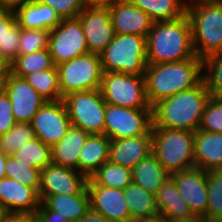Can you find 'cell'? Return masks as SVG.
I'll return each instance as SVG.
<instances>
[{
  "mask_svg": "<svg viewBox=\"0 0 222 222\" xmlns=\"http://www.w3.org/2000/svg\"><path fill=\"white\" fill-rule=\"evenodd\" d=\"M8 95L0 90V135L7 133L16 124Z\"/></svg>",
  "mask_w": 222,
  "mask_h": 222,
  "instance_id": "b9f144b4",
  "label": "cell"
},
{
  "mask_svg": "<svg viewBox=\"0 0 222 222\" xmlns=\"http://www.w3.org/2000/svg\"><path fill=\"white\" fill-rule=\"evenodd\" d=\"M20 34L15 12L0 8V54L9 65L19 54Z\"/></svg>",
  "mask_w": 222,
  "mask_h": 222,
  "instance_id": "83f0119b",
  "label": "cell"
},
{
  "mask_svg": "<svg viewBox=\"0 0 222 222\" xmlns=\"http://www.w3.org/2000/svg\"><path fill=\"white\" fill-rule=\"evenodd\" d=\"M116 0H85L88 5H108Z\"/></svg>",
  "mask_w": 222,
  "mask_h": 222,
  "instance_id": "816d5d0a",
  "label": "cell"
},
{
  "mask_svg": "<svg viewBox=\"0 0 222 222\" xmlns=\"http://www.w3.org/2000/svg\"><path fill=\"white\" fill-rule=\"evenodd\" d=\"M159 214L167 220L187 219L193 213L171 177L167 178L155 195Z\"/></svg>",
  "mask_w": 222,
  "mask_h": 222,
  "instance_id": "cb8c5ba5",
  "label": "cell"
},
{
  "mask_svg": "<svg viewBox=\"0 0 222 222\" xmlns=\"http://www.w3.org/2000/svg\"><path fill=\"white\" fill-rule=\"evenodd\" d=\"M10 73V65L0 54V80L3 79Z\"/></svg>",
  "mask_w": 222,
  "mask_h": 222,
  "instance_id": "7dc6e473",
  "label": "cell"
},
{
  "mask_svg": "<svg viewBox=\"0 0 222 222\" xmlns=\"http://www.w3.org/2000/svg\"><path fill=\"white\" fill-rule=\"evenodd\" d=\"M34 222H67L66 218L58 215V212L51 211L43 202L33 214Z\"/></svg>",
  "mask_w": 222,
  "mask_h": 222,
  "instance_id": "7bdbcfd3",
  "label": "cell"
},
{
  "mask_svg": "<svg viewBox=\"0 0 222 222\" xmlns=\"http://www.w3.org/2000/svg\"><path fill=\"white\" fill-rule=\"evenodd\" d=\"M76 222H111L105 218L99 212L94 211L90 208L78 221Z\"/></svg>",
  "mask_w": 222,
  "mask_h": 222,
  "instance_id": "f6af8a7d",
  "label": "cell"
},
{
  "mask_svg": "<svg viewBox=\"0 0 222 222\" xmlns=\"http://www.w3.org/2000/svg\"><path fill=\"white\" fill-rule=\"evenodd\" d=\"M55 65L48 48L26 55H18L10 64V73L23 78L34 71L51 69Z\"/></svg>",
  "mask_w": 222,
  "mask_h": 222,
  "instance_id": "836d02e7",
  "label": "cell"
},
{
  "mask_svg": "<svg viewBox=\"0 0 222 222\" xmlns=\"http://www.w3.org/2000/svg\"><path fill=\"white\" fill-rule=\"evenodd\" d=\"M56 67L62 99L71 93L100 89L103 74L100 54L89 52Z\"/></svg>",
  "mask_w": 222,
  "mask_h": 222,
  "instance_id": "52a82bcc",
  "label": "cell"
},
{
  "mask_svg": "<svg viewBox=\"0 0 222 222\" xmlns=\"http://www.w3.org/2000/svg\"><path fill=\"white\" fill-rule=\"evenodd\" d=\"M194 216L206 219L207 171L193 167L170 175Z\"/></svg>",
  "mask_w": 222,
  "mask_h": 222,
  "instance_id": "2e32d148",
  "label": "cell"
},
{
  "mask_svg": "<svg viewBox=\"0 0 222 222\" xmlns=\"http://www.w3.org/2000/svg\"><path fill=\"white\" fill-rule=\"evenodd\" d=\"M7 157L8 156L2 150H0V180L6 177L5 165Z\"/></svg>",
  "mask_w": 222,
  "mask_h": 222,
  "instance_id": "681fc988",
  "label": "cell"
},
{
  "mask_svg": "<svg viewBox=\"0 0 222 222\" xmlns=\"http://www.w3.org/2000/svg\"><path fill=\"white\" fill-rule=\"evenodd\" d=\"M43 203L67 222L78 221L91 208L87 188L78 195L48 196Z\"/></svg>",
  "mask_w": 222,
  "mask_h": 222,
  "instance_id": "484cf974",
  "label": "cell"
},
{
  "mask_svg": "<svg viewBox=\"0 0 222 222\" xmlns=\"http://www.w3.org/2000/svg\"><path fill=\"white\" fill-rule=\"evenodd\" d=\"M50 30L21 28L19 39V54L26 55L39 50L47 49Z\"/></svg>",
  "mask_w": 222,
  "mask_h": 222,
  "instance_id": "ab89813d",
  "label": "cell"
},
{
  "mask_svg": "<svg viewBox=\"0 0 222 222\" xmlns=\"http://www.w3.org/2000/svg\"><path fill=\"white\" fill-rule=\"evenodd\" d=\"M111 139L105 134L88 135L80 151L78 171L90 178L99 167L109 161Z\"/></svg>",
  "mask_w": 222,
  "mask_h": 222,
  "instance_id": "7402d4cb",
  "label": "cell"
},
{
  "mask_svg": "<svg viewBox=\"0 0 222 222\" xmlns=\"http://www.w3.org/2000/svg\"><path fill=\"white\" fill-rule=\"evenodd\" d=\"M6 213V210L0 205V222L3 220Z\"/></svg>",
  "mask_w": 222,
  "mask_h": 222,
  "instance_id": "db71d44e",
  "label": "cell"
},
{
  "mask_svg": "<svg viewBox=\"0 0 222 222\" xmlns=\"http://www.w3.org/2000/svg\"><path fill=\"white\" fill-rule=\"evenodd\" d=\"M111 14L115 34H132L147 39L152 19L130 0H116L107 5Z\"/></svg>",
  "mask_w": 222,
  "mask_h": 222,
  "instance_id": "ac0fdd59",
  "label": "cell"
},
{
  "mask_svg": "<svg viewBox=\"0 0 222 222\" xmlns=\"http://www.w3.org/2000/svg\"><path fill=\"white\" fill-rule=\"evenodd\" d=\"M104 134L111 140L147 135L152 108H126L106 103Z\"/></svg>",
  "mask_w": 222,
  "mask_h": 222,
  "instance_id": "30bf717a",
  "label": "cell"
},
{
  "mask_svg": "<svg viewBox=\"0 0 222 222\" xmlns=\"http://www.w3.org/2000/svg\"><path fill=\"white\" fill-rule=\"evenodd\" d=\"M2 89V81L0 80V90Z\"/></svg>",
  "mask_w": 222,
  "mask_h": 222,
  "instance_id": "11a10c76",
  "label": "cell"
},
{
  "mask_svg": "<svg viewBox=\"0 0 222 222\" xmlns=\"http://www.w3.org/2000/svg\"><path fill=\"white\" fill-rule=\"evenodd\" d=\"M30 124L35 137L50 147L57 144L72 125L63 99L46 101Z\"/></svg>",
  "mask_w": 222,
  "mask_h": 222,
  "instance_id": "7c38bea8",
  "label": "cell"
},
{
  "mask_svg": "<svg viewBox=\"0 0 222 222\" xmlns=\"http://www.w3.org/2000/svg\"><path fill=\"white\" fill-rule=\"evenodd\" d=\"M88 180L76 169L50 163L41 170L40 201L48 196L81 194L87 188Z\"/></svg>",
  "mask_w": 222,
  "mask_h": 222,
  "instance_id": "4fadbf2b",
  "label": "cell"
},
{
  "mask_svg": "<svg viewBox=\"0 0 222 222\" xmlns=\"http://www.w3.org/2000/svg\"><path fill=\"white\" fill-rule=\"evenodd\" d=\"M97 185L124 190L132 180V170L121 165L105 162L90 177Z\"/></svg>",
  "mask_w": 222,
  "mask_h": 222,
  "instance_id": "d6a6232c",
  "label": "cell"
},
{
  "mask_svg": "<svg viewBox=\"0 0 222 222\" xmlns=\"http://www.w3.org/2000/svg\"><path fill=\"white\" fill-rule=\"evenodd\" d=\"M1 222H34V218L28 213L7 212Z\"/></svg>",
  "mask_w": 222,
  "mask_h": 222,
  "instance_id": "ee69618b",
  "label": "cell"
},
{
  "mask_svg": "<svg viewBox=\"0 0 222 222\" xmlns=\"http://www.w3.org/2000/svg\"><path fill=\"white\" fill-rule=\"evenodd\" d=\"M203 81L212 96L222 97V51L202 59ZM206 68V69H205Z\"/></svg>",
  "mask_w": 222,
  "mask_h": 222,
  "instance_id": "d590c367",
  "label": "cell"
},
{
  "mask_svg": "<svg viewBox=\"0 0 222 222\" xmlns=\"http://www.w3.org/2000/svg\"><path fill=\"white\" fill-rule=\"evenodd\" d=\"M132 222H167V219L164 218L162 215L157 214L152 217L136 219L133 220Z\"/></svg>",
  "mask_w": 222,
  "mask_h": 222,
  "instance_id": "c3c4849f",
  "label": "cell"
},
{
  "mask_svg": "<svg viewBox=\"0 0 222 222\" xmlns=\"http://www.w3.org/2000/svg\"><path fill=\"white\" fill-rule=\"evenodd\" d=\"M71 124L91 134H104L105 109L100 89L71 93L63 98Z\"/></svg>",
  "mask_w": 222,
  "mask_h": 222,
  "instance_id": "9c48e42d",
  "label": "cell"
},
{
  "mask_svg": "<svg viewBox=\"0 0 222 222\" xmlns=\"http://www.w3.org/2000/svg\"><path fill=\"white\" fill-rule=\"evenodd\" d=\"M187 59H201L195 54L190 20L183 17L154 22L147 37V63H171Z\"/></svg>",
  "mask_w": 222,
  "mask_h": 222,
  "instance_id": "7a4b0ae2",
  "label": "cell"
},
{
  "mask_svg": "<svg viewBox=\"0 0 222 222\" xmlns=\"http://www.w3.org/2000/svg\"><path fill=\"white\" fill-rule=\"evenodd\" d=\"M5 170L6 177L15 179L23 185L34 188L39 193L41 177L40 169L28 167L27 164L20 163V161L8 156Z\"/></svg>",
  "mask_w": 222,
  "mask_h": 222,
  "instance_id": "74e56055",
  "label": "cell"
},
{
  "mask_svg": "<svg viewBox=\"0 0 222 222\" xmlns=\"http://www.w3.org/2000/svg\"><path fill=\"white\" fill-rule=\"evenodd\" d=\"M193 48L198 58L222 51V1L199 2L187 6Z\"/></svg>",
  "mask_w": 222,
  "mask_h": 222,
  "instance_id": "277c9868",
  "label": "cell"
},
{
  "mask_svg": "<svg viewBox=\"0 0 222 222\" xmlns=\"http://www.w3.org/2000/svg\"><path fill=\"white\" fill-rule=\"evenodd\" d=\"M144 11L153 22L170 21L183 17L187 6L184 0H130Z\"/></svg>",
  "mask_w": 222,
  "mask_h": 222,
  "instance_id": "f546056e",
  "label": "cell"
},
{
  "mask_svg": "<svg viewBox=\"0 0 222 222\" xmlns=\"http://www.w3.org/2000/svg\"><path fill=\"white\" fill-rule=\"evenodd\" d=\"M207 186L206 219L209 222H222V170L207 171Z\"/></svg>",
  "mask_w": 222,
  "mask_h": 222,
  "instance_id": "e575fe53",
  "label": "cell"
},
{
  "mask_svg": "<svg viewBox=\"0 0 222 222\" xmlns=\"http://www.w3.org/2000/svg\"><path fill=\"white\" fill-rule=\"evenodd\" d=\"M11 157L20 163L27 164L28 167L42 170L51 163V147L35 137L27 141Z\"/></svg>",
  "mask_w": 222,
  "mask_h": 222,
  "instance_id": "1f68e13d",
  "label": "cell"
},
{
  "mask_svg": "<svg viewBox=\"0 0 222 222\" xmlns=\"http://www.w3.org/2000/svg\"><path fill=\"white\" fill-rule=\"evenodd\" d=\"M16 122L30 123L46 100L24 79L9 73L2 81Z\"/></svg>",
  "mask_w": 222,
  "mask_h": 222,
  "instance_id": "9a60e30c",
  "label": "cell"
},
{
  "mask_svg": "<svg viewBox=\"0 0 222 222\" xmlns=\"http://www.w3.org/2000/svg\"><path fill=\"white\" fill-rule=\"evenodd\" d=\"M87 189L91 208L111 222H131V214L125 201L124 191L97 185L91 178Z\"/></svg>",
  "mask_w": 222,
  "mask_h": 222,
  "instance_id": "e0dca14e",
  "label": "cell"
},
{
  "mask_svg": "<svg viewBox=\"0 0 222 222\" xmlns=\"http://www.w3.org/2000/svg\"><path fill=\"white\" fill-rule=\"evenodd\" d=\"M152 153V131L147 135L111 140L109 161L133 169Z\"/></svg>",
  "mask_w": 222,
  "mask_h": 222,
  "instance_id": "ffe728a7",
  "label": "cell"
},
{
  "mask_svg": "<svg viewBox=\"0 0 222 222\" xmlns=\"http://www.w3.org/2000/svg\"><path fill=\"white\" fill-rule=\"evenodd\" d=\"M167 222H209V221L201 216H193L187 219L167 220Z\"/></svg>",
  "mask_w": 222,
  "mask_h": 222,
  "instance_id": "f907efd6",
  "label": "cell"
},
{
  "mask_svg": "<svg viewBox=\"0 0 222 222\" xmlns=\"http://www.w3.org/2000/svg\"><path fill=\"white\" fill-rule=\"evenodd\" d=\"M40 204L39 193L34 188L8 177L0 180V205L6 212L33 215Z\"/></svg>",
  "mask_w": 222,
  "mask_h": 222,
  "instance_id": "d6986e66",
  "label": "cell"
},
{
  "mask_svg": "<svg viewBox=\"0 0 222 222\" xmlns=\"http://www.w3.org/2000/svg\"><path fill=\"white\" fill-rule=\"evenodd\" d=\"M210 93L202 80L197 86L152 106V128L198 130Z\"/></svg>",
  "mask_w": 222,
  "mask_h": 222,
  "instance_id": "6da1fadb",
  "label": "cell"
},
{
  "mask_svg": "<svg viewBox=\"0 0 222 222\" xmlns=\"http://www.w3.org/2000/svg\"><path fill=\"white\" fill-rule=\"evenodd\" d=\"M100 91L110 105L126 108H152L146 97L145 77L120 72H103Z\"/></svg>",
  "mask_w": 222,
  "mask_h": 222,
  "instance_id": "ba28073f",
  "label": "cell"
},
{
  "mask_svg": "<svg viewBox=\"0 0 222 222\" xmlns=\"http://www.w3.org/2000/svg\"><path fill=\"white\" fill-rule=\"evenodd\" d=\"M33 138L35 134L31 124L17 122L11 130L0 135V150L7 156H11Z\"/></svg>",
  "mask_w": 222,
  "mask_h": 222,
  "instance_id": "8d00e7d4",
  "label": "cell"
},
{
  "mask_svg": "<svg viewBox=\"0 0 222 222\" xmlns=\"http://www.w3.org/2000/svg\"><path fill=\"white\" fill-rule=\"evenodd\" d=\"M198 130L222 134V97L210 95Z\"/></svg>",
  "mask_w": 222,
  "mask_h": 222,
  "instance_id": "f35d334b",
  "label": "cell"
},
{
  "mask_svg": "<svg viewBox=\"0 0 222 222\" xmlns=\"http://www.w3.org/2000/svg\"><path fill=\"white\" fill-rule=\"evenodd\" d=\"M48 50L55 66L89 53L78 17L62 19L60 24L50 30Z\"/></svg>",
  "mask_w": 222,
  "mask_h": 222,
  "instance_id": "8fae6325",
  "label": "cell"
},
{
  "mask_svg": "<svg viewBox=\"0 0 222 222\" xmlns=\"http://www.w3.org/2000/svg\"><path fill=\"white\" fill-rule=\"evenodd\" d=\"M50 6L61 19L76 18L87 5L85 0H37Z\"/></svg>",
  "mask_w": 222,
  "mask_h": 222,
  "instance_id": "60d3db41",
  "label": "cell"
},
{
  "mask_svg": "<svg viewBox=\"0 0 222 222\" xmlns=\"http://www.w3.org/2000/svg\"><path fill=\"white\" fill-rule=\"evenodd\" d=\"M202 69V59L148 64L144 77L149 105L197 86L203 80Z\"/></svg>",
  "mask_w": 222,
  "mask_h": 222,
  "instance_id": "3957f363",
  "label": "cell"
},
{
  "mask_svg": "<svg viewBox=\"0 0 222 222\" xmlns=\"http://www.w3.org/2000/svg\"><path fill=\"white\" fill-rule=\"evenodd\" d=\"M195 167L204 171L222 170V134L197 130L194 132Z\"/></svg>",
  "mask_w": 222,
  "mask_h": 222,
  "instance_id": "44dd1931",
  "label": "cell"
},
{
  "mask_svg": "<svg viewBox=\"0 0 222 222\" xmlns=\"http://www.w3.org/2000/svg\"><path fill=\"white\" fill-rule=\"evenodd\" d=\"M210 1H222V0H184L186 6L199 3V2H210Z\"/></svg>",
  "mask_w": 222,
  "mask_h": 222,
  "instance_id": "f5cc1de1",
  "label": "cell"
},
{
  "mask_svg": "<svg viewBox=\"0 0 222 222\" xmlns=\"http://www.w3.org/2000/svg\"><path fill=\"white\" fill-rule=\"evenodd\" d=\"M15 16L17 23L24 29L52 30L62 21L55 10L37 0L19 8Z\"/></svg>",
  "mask_w": 222,
  "mask_h": 222,
  "instance_id": "d4e9b609",
  "label": "cell"
},
{
  "mask_svg": "<svg viewBox=\"0 0 222 222\" xmlns=\"http://www.w3.org/2000/svg\"><path fill=\"white\" fill-rule=\"evenodd\" d=\"M88 50L100 54L115 35L107 5H86L78 15Z\"/></svg>",
  "mask_w": 222,
  "mask_h": 222,
  "instance_id": "5bb4252c",
  "label": "cell"
},
{
  "mask_svg": "<svg viewBox=\"0 0 222 222\" xmlns=\"http://www.w3.org/2000/svg\"><path fill=\"white\" fill-rule=\"evenodd\" d=\"M151 131L152 153L170 175L195 167L194 132L169 128Z\"/></svg>",
  "mask_w": 222,
  "mask_h": 222,
  "instance_id": "5b68a950",
  "label": "cell"
},
{
  "mask_svg": "<svg viewBox=\"0 0 222 222\" xmlns=\"http://www.w3.org/2000/svg\"><path fill=\"white\" fill-rule=\"evenodd\" d=\"M123 191L131 214V222L159 214L155 195L147 192L141 186L132 182Z\"/></svg>",
  "mask_w": 222,
  "mask_h": 222,
  "instance_id": "f1b7e54d",
  "label": "cell"
},
{
  "mask_svg": "<svg viewBox=\"0 0 222 222\" xmlns=\"http://www.w3.org/2000/svg\"><path fill=\"white\" fill-rule=\"evenodd\" d=\"M31 1L32 0H0V8L16 12L19 8Z\"/></svg>",
  "mask_w": 222,
  "mask_h": 222,
  "instance_id": "bcb514c9",
  "label": "cell"
},
{
  "mask_svg": "<svg viewBox=\"0 0 222 222\" xmlns=\"http://www.w3.org/2000/svg\"><path fill=\"white\" fill-rule=\"evenodd\" d=\"M88 135L81 128L71 125L66 135L51 147V163L78 171L80 151Z\"/></svg>",
  "mask_w": 222,
  "mask_h": 222,
  "instance_id": "603a6c76",
  "label": "cell"
},
{
  "mask_svg": "<svg viewBox=\"0 0 222 222\" xmlns=\"http://www.w3.org/2000/svg\"><path fill=\"white\" fill-rule=\"evenodd\" d=\"M46 101L62 99L57 67L34 71L23 77Z\"/></svg>",
  "mask_w": 222,
  "mask_h": 222,
  "instance_id": "4dcf8cb0",
  "label": "cell"
},
{
  "mask_svg": "<svg viewBox=\"0 0 222 222\" xmlns=\"http://www.w3.org/2000/svg\"><path fill=\"white\" fill-rule=\"evenodd\" d=\"M170 174L158 162L153 153L142 159L132 169L133 183L141 186L147 192L156 195Z\"/></svg>",
  "mask_w": 222,
  "mask_h": 222,
  "instance_id": "4316f807",
  "label": "cell"
},
{
  "mask_svg": "<svg viewBox=\"0 0 222 222\" xmlns=\"http://www.w3.org/2000/svg\"><path fill=\"white\" fill-rule=\"evenodd\" d=\"M103 72L144 76L147 63V39L142 36L114 35L100 53Z\"/></svg>",
  "mask_w": 222,
  "mask_h": 222,
  "instance_id": "8992f818",
  "label": "cell"
}]
</instances>
